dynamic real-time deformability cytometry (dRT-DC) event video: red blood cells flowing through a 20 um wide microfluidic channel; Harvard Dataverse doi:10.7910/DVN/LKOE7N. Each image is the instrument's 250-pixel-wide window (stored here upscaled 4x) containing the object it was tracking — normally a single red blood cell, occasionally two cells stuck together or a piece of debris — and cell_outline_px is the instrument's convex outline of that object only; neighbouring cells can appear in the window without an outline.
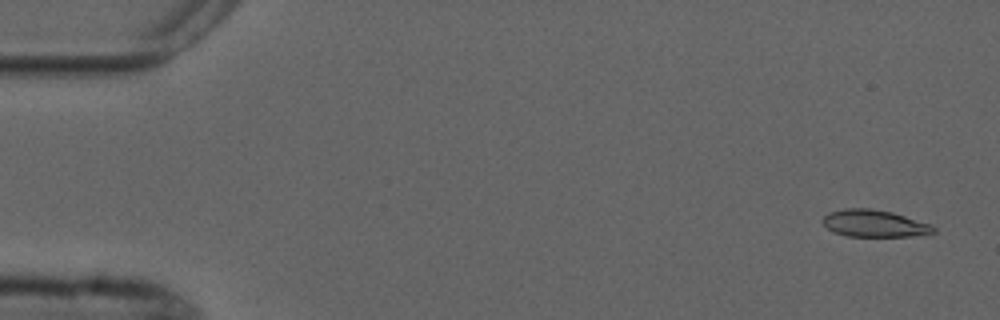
{"species": "common noctule bat (a hibernating species)", "species_latin": "Nyctalus noctula", "temperature_condition": "cold", "stored_images_in_passage": 8, "camera_frame_rate_fps": 3000, "um_per_image_px": 0.085, "animal": {"sex": "male", "forearm_length_mm": 52.5}, "frame": {"image": 1, "passage_image": 1, "time_ms": 0.0, "image_size_px": [1000, 320], "cell_outline_px": [[936, 232], [924, 236], [848, 236], [832, 232], [820, 220], [828, 212], [844, 208], [868, 208], [892, 212], [932, 224], [936, 228]], "centroid_in_image_um": [74.35, 19.0], "position_along_channel_um": 10.7, "area_um2": 17.74}}
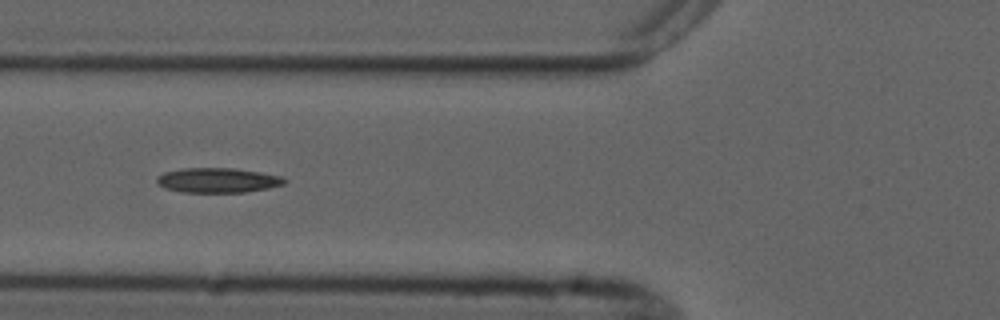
{"frame": {"image": 2, "passage_image": 6, "time_ms": 6.0, "image_size_px": [1000, 320], "cell_outline_px": [[288, 180], [284, 184], [268, 188], [244, 192], [180, 192], [164, 188], [156, 180], [156, 176], [164, 172], [184, 168], [232, 168], [260, 172], [280, 176]], "centroid_in_image_um": [18.49, 15.32], "position_along_channel_um": 107.3, "area_um2": 18.38}}
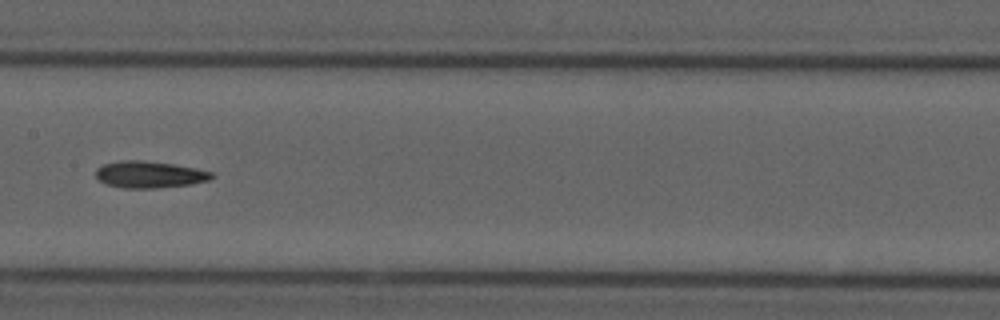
{"frame": {"image": 3, "passage_image": 8, "time_ms": 8.333, "image_size_px": [1000, 320], "cell_outline_px": [[216, 176], [208, 180], [188, 184], [156, 188], [124, 188], [104, 184], [96, 176], [96, 168], [104, 164], [120, 160], [144, 160], [172, 164], [196, 168], [212, 172]], "centroid_in_image_um": [12.68, 14.83], "position_along_channel_um": 194.7, "area_um2": 18.03}}